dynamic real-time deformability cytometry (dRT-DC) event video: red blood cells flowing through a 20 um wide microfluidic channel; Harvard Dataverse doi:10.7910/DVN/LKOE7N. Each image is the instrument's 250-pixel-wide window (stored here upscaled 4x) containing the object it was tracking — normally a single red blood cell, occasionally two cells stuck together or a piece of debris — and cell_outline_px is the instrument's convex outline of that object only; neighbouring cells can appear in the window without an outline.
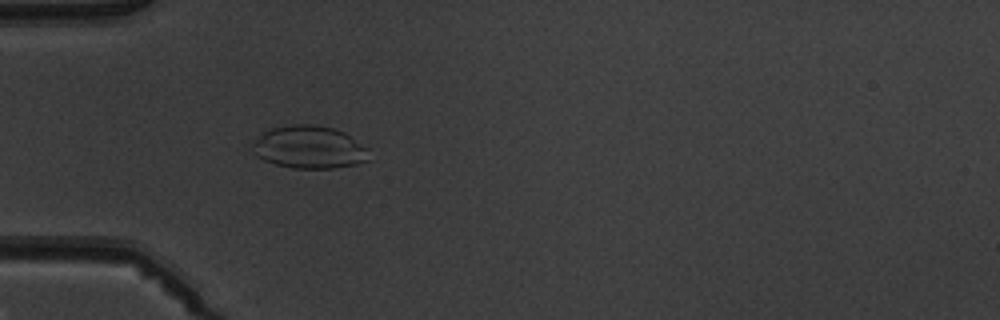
{"species": "common noctule bat (a hibernating species)", "species_latin": "Nyctalus noctula", "temperature_condition": "warm", "stored_images_in_passage": 3, "camera_frame_rate_fps": 3000, "um_per_image_px": 0.085, "animal": {"sex": "male", "body_mass_g": 19.5, "forearm_length_mm": 54.6}, "frame": {"image": 1, "passage_image": 3, "time_ms": 3.333, "image_size_px": [1000, 320], "cell_outline_px": [[372, 160], [356, 164], [332, 168], [292, 168], [276, 164], [264, 160], [256, 156], [252, 152], [252, 144], [268, 128], [292, 124], [316, 124], [332, 128], [344, 132], [368, 148]], "centroid_in_image_um": [26.3, 12.51], "position_along_channel_um": 58.7, "area_um2": 29.25}}